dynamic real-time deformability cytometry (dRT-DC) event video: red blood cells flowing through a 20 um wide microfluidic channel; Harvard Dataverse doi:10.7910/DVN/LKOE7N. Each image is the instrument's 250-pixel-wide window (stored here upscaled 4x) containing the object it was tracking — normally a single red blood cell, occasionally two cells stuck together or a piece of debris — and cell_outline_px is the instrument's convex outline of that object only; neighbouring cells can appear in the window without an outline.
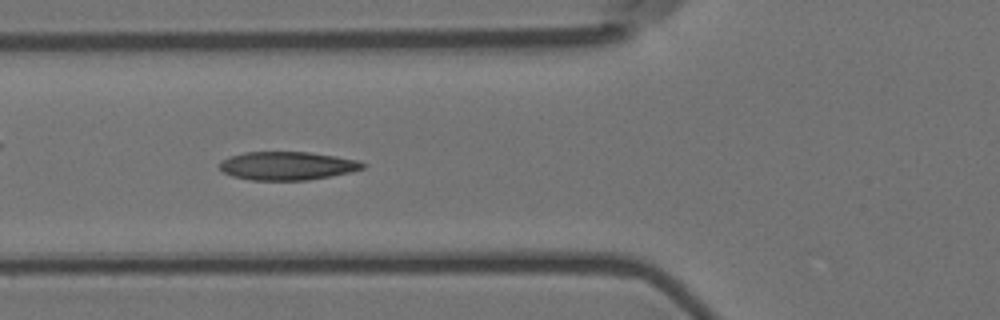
{"species": "Egyptian fruit bat (a non-hibernating species)", "species_latin": "Rousettus aegyptiacus", "temperature_condition": "room temperature", "stored_images_in_passage": 57, "camera_frame_rate_fps": 3000, "um_per_image_px": 0.085, "animal": {"sex": "female"}, "frame": {"image": 1, "passage_image": 20, "time_ms": 6.333, "image_size_px": [1000, 320], "cell_outline_px": [[368, 164], [364, 168], [352, 172], [332, 176], [308, 180], [252, 180], [232, 176], [224, 172], [220, 168], [220, 160], [228, 156], [244, 152], [308, 152], [336, 156], [360, 160]], "centroid_in_image_um": [24.45, 14.09], "position_along_channel_um": 101.3, "area_um2": 23.93}}
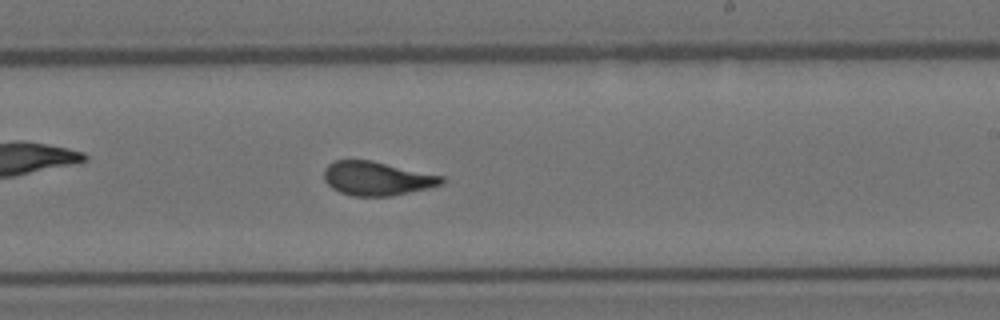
{"frame": {"image": 2, "passage_image": 33, "time_ms": 10.667, "image_size_px": [1000, 320], "cell_outline_px": [[448, 180], [444, 184], [428, 188], [392, 196], [352, 196], [340, 192], [332, 188], [324, 180], [324, 168], [328, 164], [336, 160], [372, 160], [444, 176]], "centroid_in_image_um": [32.07, 15.17], "position_along_channel_um": 256.9, "area_um2": 23.47}}
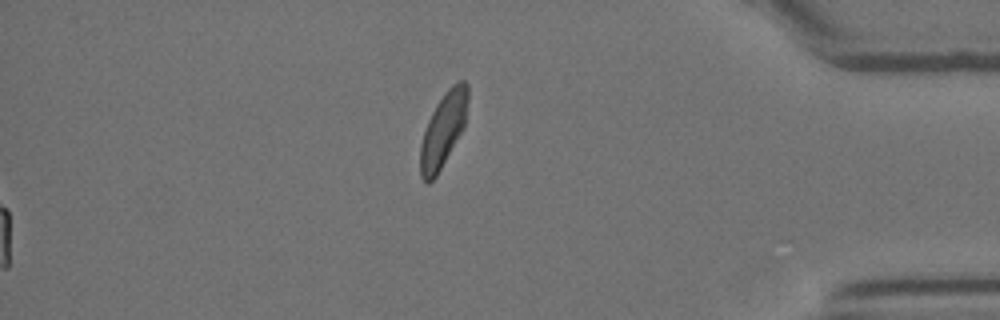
{"frame": {"image": 3, "passage_image": 57, "time_ms": 18.667, "image_size_px": [1000, 320], "cell_outline_px": [[468, 100], [464, 128], [436, 176], [428, 184], [420, 176], [420, 144], [428, 120], [436, 104], [444, 92], [456, 80], [464, 80], [468, 84]], "centroid_in_image_um": [37.68, 10.99], "position_along_channel_um": 397.5, "area_um2": 20.63}, "authors_computed_cell_mechanics": {"area_um2": 23.409, "velocity_mm_per_s": 3.5825, "shape_relaxation_time_tau1_ms": 5.2482, "shape_relaxation_time_tau2_ms": 1.1309, "deformation_change_tau1": 0.1948, "deformation_change_tau2": 0.0756}}